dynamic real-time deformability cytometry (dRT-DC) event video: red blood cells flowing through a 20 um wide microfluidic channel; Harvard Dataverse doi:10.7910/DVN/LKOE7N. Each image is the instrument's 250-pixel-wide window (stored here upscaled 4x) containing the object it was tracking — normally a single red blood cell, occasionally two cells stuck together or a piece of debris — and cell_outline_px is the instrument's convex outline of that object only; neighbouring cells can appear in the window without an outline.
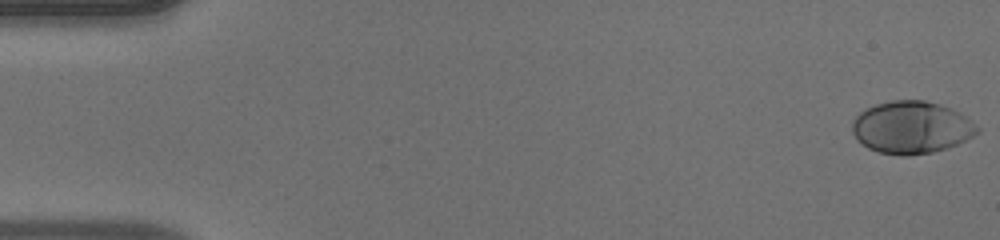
{"species": "human", "species_latin": "Homo sapiens", "temperature_condition": "warm", "stored_images_in_passage": 48, "camera_frame_rate_fps": 3000, "um_per_image_px": 0.085, "donor": {"sex": "male"}, "frame": {"image": 1, "passage_image": 1, "time_ms": 0.0, "image_size_px": [1000, 240], "cell_outline_px": [[980, 132], [948, 148], [932, 152], [908, 156], [900, 156], [880, 152], [868, 148], [856, 140], [852, 132], [852, 120], [864, 108], [876, 104], [892, 100], [924, 100], [940, 104], [952, 108], [960, 112], [980, 128]], "centroid_in_image_um": [77.45, 10.83], "position_along_channel_um": 7.5, "area_um2": 38.44}}
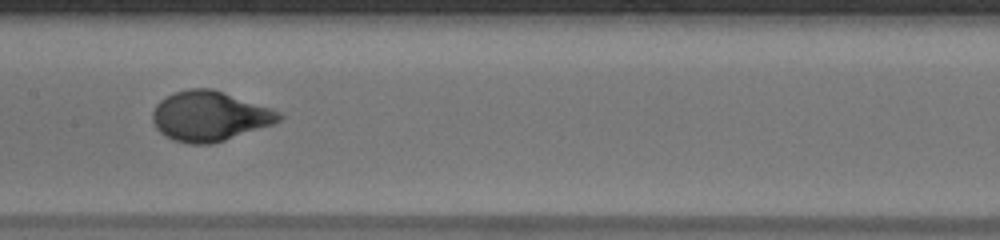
{"frame": {"image": 2, "passage_image": 26, "time_ms": 8.333, "image_size_px": [1000, 240], "cell_outline_px": [[284, 116], [280, 120], [272, 124], [212, 144], [188, 144], [172, 140], [164, 136], [156, 128], [152, 120], [152, 112], [156, 104], [160, 100], [176, 92], [188, 88], [212, 88], [272, 108], [280, 112]], "centroid_in_image_um": [17.79, 9.87], "position_along_channel_um": 189.6, "area_um2": 36.76}}
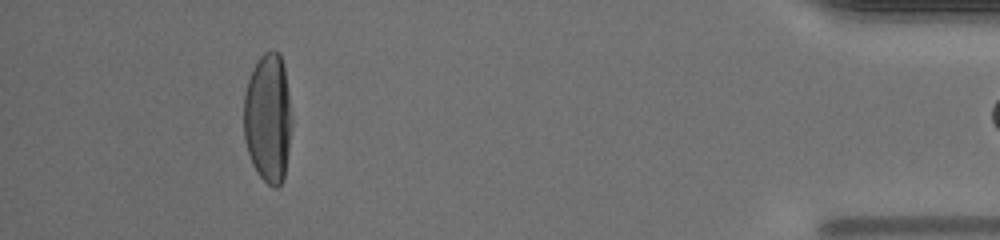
{"frame": {"image": 3, "passage_image": 47, "time_ms": 15.333, "image_size_px": [1000, 240], "cell_outline_px": [[292, 128], [284, 180], [276, 188], [272, 188], [256, 172], [252, 164], [244, 140], [244, 92], [252, 68], [260, 56], [264, 52], [272, 48], [280, 52], [284, 68], [288, 92], [292, 120]], "centroid_in_image_um": [22.78, 10.03], "position_along_channel_um": 412.4, "area_um2": 36.76}}